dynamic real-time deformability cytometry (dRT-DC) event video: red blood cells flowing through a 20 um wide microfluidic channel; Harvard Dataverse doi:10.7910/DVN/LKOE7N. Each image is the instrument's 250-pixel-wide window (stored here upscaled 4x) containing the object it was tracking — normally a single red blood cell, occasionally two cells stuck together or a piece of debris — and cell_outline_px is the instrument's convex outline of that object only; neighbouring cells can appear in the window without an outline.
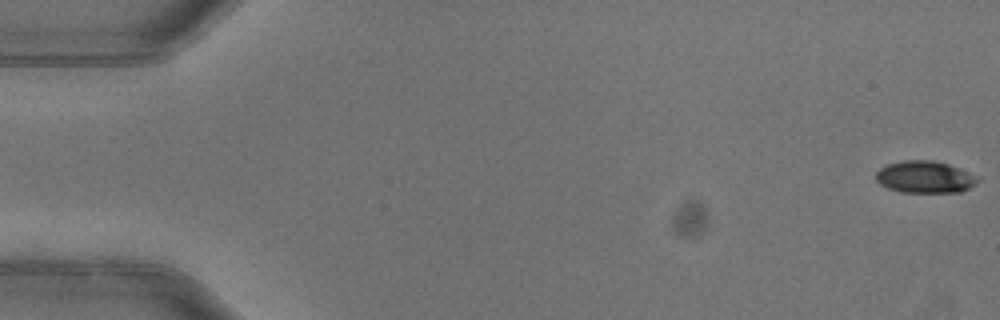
{"species": "common noctule bat (a hibernating species)", "species_latin": "Nyctalus noctula", "temperature_condition": "warm", "stored_images_in_passage": 5, "camera_frame_rate_fps": 3000, "um_per_image_px": 0.085, "animal": {"sex": "female"}, "frame": {"image": 1, "passage_image": 1, "time_ms": 0.0, "image_size_px": [1000, 320], "cell_outline_px": [[980, 180], [976, 184], [960, 192], [900, 192], [888, 188], [880, 184], [876, 180], [876, 172], [880, 168], [888, 164], [904, 160], [932, 160], [948, 164]], "centroid_in_image_um": [78.55, 15.05], "position_along_channel_um": 6.5, "area_um2": 18.61}}
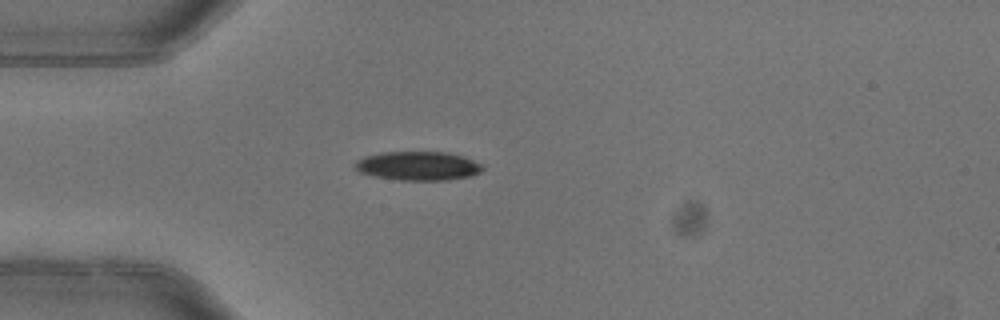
{"frame": {"image": 2, "passage_image": 5, "time_ms": 1.333, "image_size_px": [1000, 320], "cell_outline_px": [[484, 168], [480, 172], [472, 176], [448, 180], [400, 180], [372, 176], [360, 172], [352, 168], [352, 164], [356, 160], [364, 156], [380, 152], [448, 152], [484, 164]], "centroid_in_image_um": [35.49, 14.1], "position_along_channel_um": 49.5, "area_um2": 21.79}}